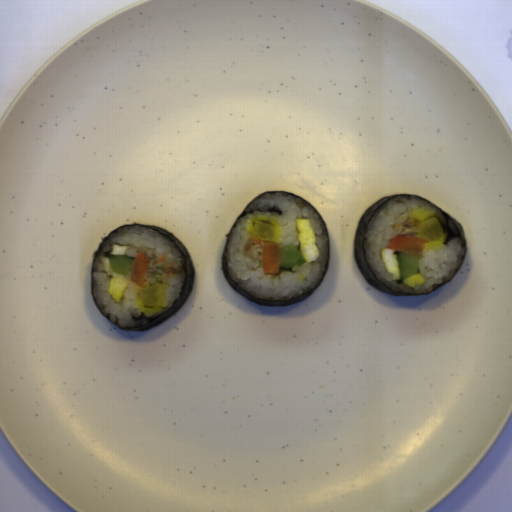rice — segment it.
Masks as SVG:
<instances>
[{
  "instance_id": "1",
  "label": "rice",
  "mask_w": 512,
  "mask_h": 512,
  "mask_svg": "<svg viewBox=\"0 0 512 512\" xmlns=\"http://www.w3.org/2000/svg\"><path fill=\"white\" fill-rule=\"evenodd\" d=\"M273 206L283 215L268 211ZM309 219L320 256L311 262L280 270L279 275L262 272L263 243L252 236L253 224L268 220L277 227L275 242L279 248L299 246L296 219ZM226 269L234 284L251 297L264 301L294 300L316 288L325 274L329 259L326 229L316 211L297 196L285 192L263 193L246 209L232 227L225 248Z\"/></svg>"
},
{
  "instance_id": "2",
  "label": "rice",
  "mask_w": 512,
  "mask_h": 512,
  "mask_svg": "<svg viewBox=\"0 0 512 512\" xmlns=\"http://www.w3.org/2000/svg\"><path fill=\"white\" fill-rule=\"evenodd\" d=\"M113 243L128 245L130 249L126 255L129 257L136 258V254L142 252L150 261L143 288L130 280V272L127 274L130 284L120 303H116L107 292L110 280L117 275L111 271L108 258L105 257V254L111 253L110 246ZM92 277V296L105 318L123 328L143 327L149 325L148 319H155L167 312L180 299L186 280L185 259L173 240L154 229L139 225L124 226L103 241L102 249L92 264ZM152 285L163 287L162 306L147 307L140 300V289ZM142 313L146 319L132 318H139Z\"/></svg>"
},
{
  "instance_id": "3",
  "label": "rice",
  "mask_w": 512,
  "mask_h": 512,
  "mask_svg": "<svg viewBox=\"0 0 512 512\" xmlns=\"http://www.w3.org/2000/svg\"><path fill=\"white\" fill-rule=\"evenodd\" d=\"M436 216L443 230L447 224L440 209L431 202L416 196H395L384 203L370 218L364 236V257L376 279L394 293L425 295L452 279L462 266L466 250L459 237H452L447 243L448 233L444 230L436 242H426L425 250L418 263V274L426 282L411 288L399 280H393L380 259V250L389 248L394 236L417 235V225Z\"/></svg>"
},
{
  "instance_id": "4",
  "label": "rice",
  "mask_w": 512,
  "mask_h": 512,
  "mask_svg": "<svg viewBox=\"0 0 512 512\" xmlns=\"http://www.w3.org/2000/svg\"><path fill=\"white\" fill-rule=\"evenodd\" d=\"M448 227L454 232L455 235H458L457 227L451 219L448 220Z\"/></svg>"
}]
</instances>
